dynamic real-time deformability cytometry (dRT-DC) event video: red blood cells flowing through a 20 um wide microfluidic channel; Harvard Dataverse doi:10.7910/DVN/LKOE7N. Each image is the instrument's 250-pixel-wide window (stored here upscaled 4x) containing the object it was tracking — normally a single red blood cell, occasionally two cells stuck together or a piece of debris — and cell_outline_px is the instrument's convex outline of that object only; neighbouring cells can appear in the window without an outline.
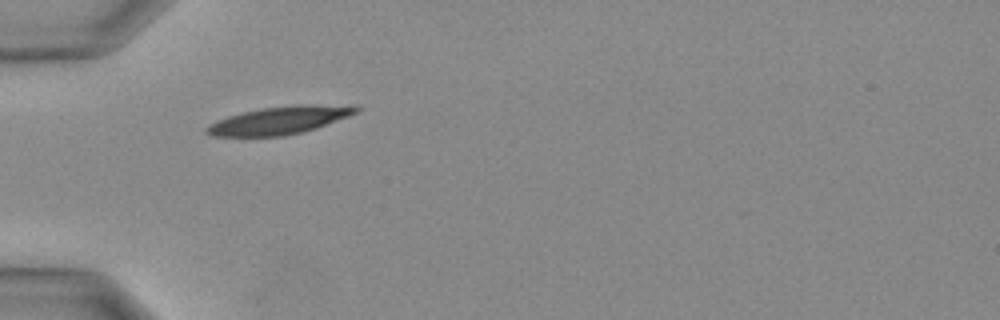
{"species": "Egyptian fruit bat (a non-hibernating species)", "species_latin": "Rousettus aegyptiacus", "temperature_condition": "warm", "stored_images_in_passage": 21, "camera_frame_rate_fps": 3000, "um_per_image_px": 0.085, "animal": {"sex": "female"}, "frame": {"image": 1, "passage_image": 1, "time_ms": 0.0, "image_size_px": [1000, 320], "cell_outline_px": [[360, 112], [316, 128], [304, 132], [284, 136], [208, 136], [204, 132], [204, 128], [208, 124], [216, 120], [228, 116], [260, 108], [292, 104], [356, 104], [360, 108]], "centroid_in_image_um": [23.81, 10.2], "position_along_channel_um": 61.2, "area_um2": 24.85}}
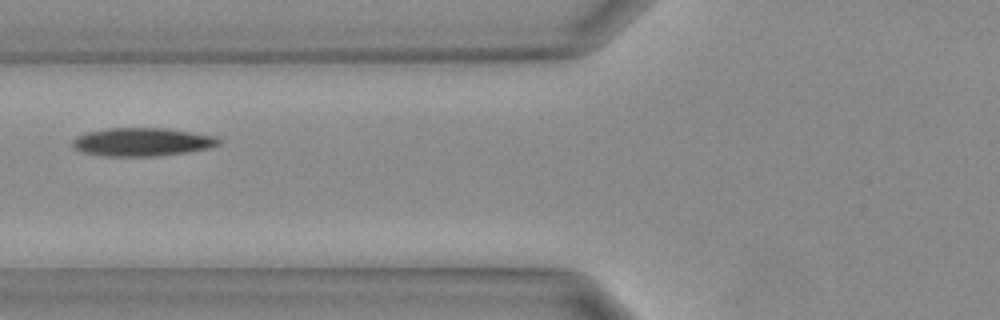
{"frame": {"image": 2, "passage_image": 4, "time_ms": 1.0, "image_size_px": [1000, 320], "cell_outline_px": [[220, 144], [208, 148], [188, 152], [160, 156], [104, 156], [84, 152], [76, 148], [72, 144], [72, 140], [76, 136], [84, 132], [108, 128], [168, 128], [216, 136], [220, 140]], "centroid_in_image_um": [12.09, 12.06], "position_along_channel_um": 113.7, "area_um2": 24.22}}
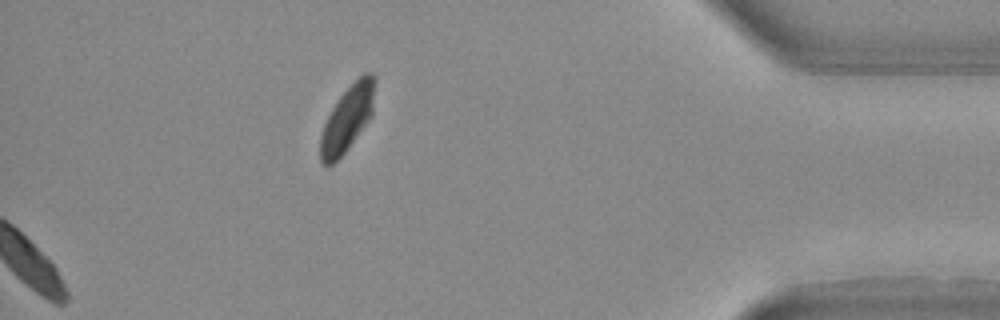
{"frame": {"image": 3, "passage_image": 21, "time_ms": 6.667, "image_size_px": [1000, 320], "cell_outline_px": [[376, 80], [372, 116], [348, 148], [332, 164], [324, 164], [320, 160], [320, 136], [324, 124], [332, 108], [340, 96], [364, 72], [372, 72], [376, 76]], "centroid_in_image_um": [29.55, 10.04], "position_along_channel_um": 405.6, "area_um2": 20.69}}